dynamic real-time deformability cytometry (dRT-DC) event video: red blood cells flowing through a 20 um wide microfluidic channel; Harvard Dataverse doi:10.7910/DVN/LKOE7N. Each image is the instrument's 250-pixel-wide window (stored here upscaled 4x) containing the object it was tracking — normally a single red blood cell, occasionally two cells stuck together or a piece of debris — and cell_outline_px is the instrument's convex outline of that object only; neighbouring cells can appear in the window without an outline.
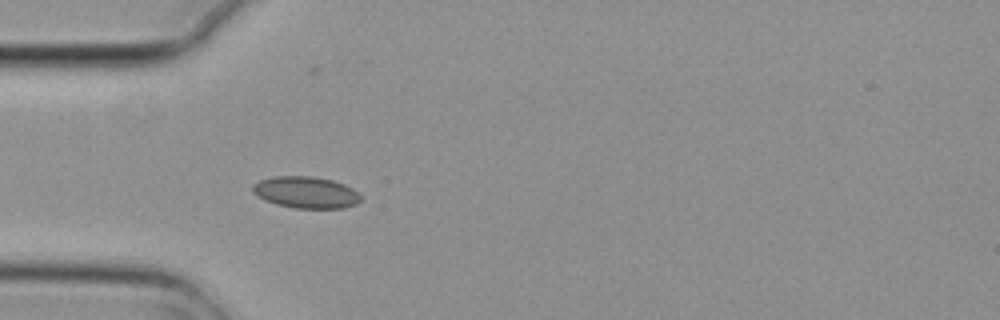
{"species": "common noctule bat (a hibernating species)", "species_latin": "Nyctalus noctula", "temperature_condition": "cold", "stored_images_in_passage": 5, "camera_frame_rate_fps": 3000, "um_per_image_px": 0.085, "animal": {"sex": "female", "body_mass_g": 29.2, "forearm_length_mm": 56.3}, "frame": {"image": 1, "passage_image": 5, "time_ms": 1.333, "image_size_px": [1000, 320], "cell_outline_px": [[360, 200], [356, 204], [344, 208], [292, 208], [276, 204], [264, 200], [256, 196], [252, 192], [252, 184], [260, 180], [276, 176], [312, 176], [332, 180], [344, 184], [352, 188], [360, 196]], "centroid_in_image_um": [25.96, 16.35], "position_along_channel_um": 59.0, "area_um2": 20.0}}